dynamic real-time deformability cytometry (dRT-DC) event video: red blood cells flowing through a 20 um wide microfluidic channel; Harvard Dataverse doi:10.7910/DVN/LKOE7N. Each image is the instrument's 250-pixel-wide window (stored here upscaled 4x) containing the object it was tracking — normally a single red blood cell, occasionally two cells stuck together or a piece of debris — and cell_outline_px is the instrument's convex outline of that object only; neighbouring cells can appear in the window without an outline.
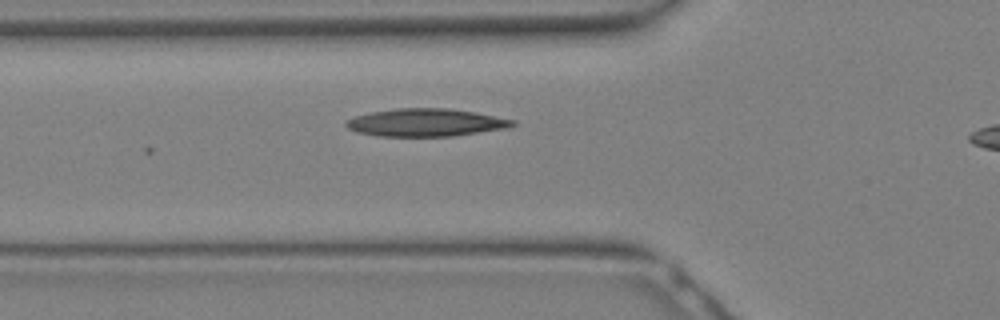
{"species": "Egyptian fruit bat (a non-hibernating species)", "species_latin": "Rousettus aegyptiacus", "temperature_condition": "warm", "stored_images_in_passage": 3, "camera_frame_rate_fps": 3000, "um_per_image_px": 0.085, "animal": {"sex": "female"}, "frame": {"image": 1, "passage_image": 3, "time_ms": 0.667, "image_size_px": [1000, 320], "cell_outline_px": [[516, 124], [508, 128], [452, 136], [376, 136], [356, 132], [348, 128], [344, 124], [344, 120], [356, 116], [372, 112], [396, 108], [448, 108], [472, 112], [516, 120]], "centroid_in_image_um": [36.16, 10.42], "position_along_channel_um": 89.6, "area_um2": 26.88}}